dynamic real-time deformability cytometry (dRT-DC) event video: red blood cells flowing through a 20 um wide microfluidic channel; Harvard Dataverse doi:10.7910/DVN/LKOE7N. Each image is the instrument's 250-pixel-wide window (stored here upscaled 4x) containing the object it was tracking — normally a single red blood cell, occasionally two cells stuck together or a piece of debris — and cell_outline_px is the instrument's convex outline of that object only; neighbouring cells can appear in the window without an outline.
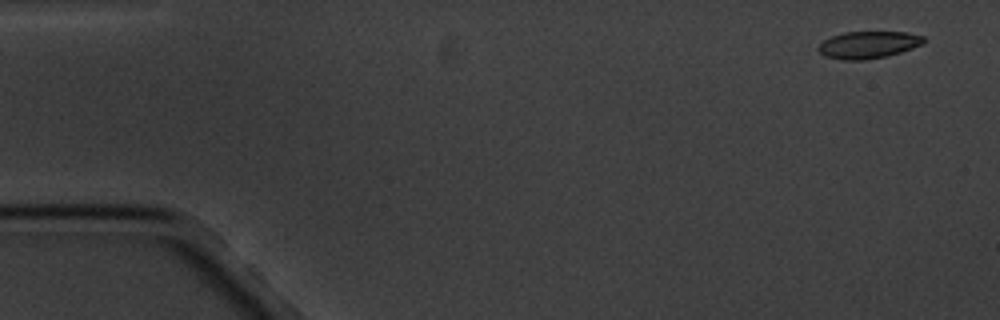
{"species": "common noctule bat (a hibernating species)", "species_latin": "Nyctalus noctula", "temperature_condition": "cold", "stored_images_in_passage": 6, "camera_frame_rate_fps": 3000, "um_per_image_px": 0.085, "animal": {"sex": "male", "body_mass_g": 20.1, "forearm_length_mm": 53.5}, "frame": {"image": 1, "passage_image": 1, "time_ms": 0.0, "image_size_px": [1000, 320], "cell_outline_px": [[924, 44], [888, 56], [864, 60], [844, 60], [824, 56], [816, 48], [824, 40], [832, 36], [844, 32], [908, 32], [924, 36]], "centroid_in_image_um": [73.81, 3.81], "position_along_channel_um": 11.2, "area_um2": 16.7}}
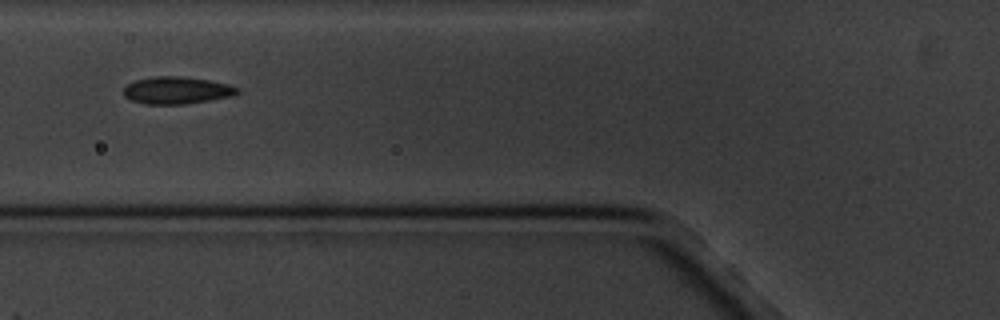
{"frame": {"image": 2, "passage_image": 5, "time_ms": 6.333, "image_size_px": [1000, 320], "cell_outline_px": [[240, 92], [228, 96], [208, 100], [184, 104], [144, 104], [132, 100], [124, 96], [124, 88], [128, 84], [136, 80], [152, 76], [180, 76], [208, 80], [228, 84], [240, 88]], "centroid_in_image_um": [15.0, 7.67], "position_along_channel_um": 110.8, "area_um2": 17.86}}
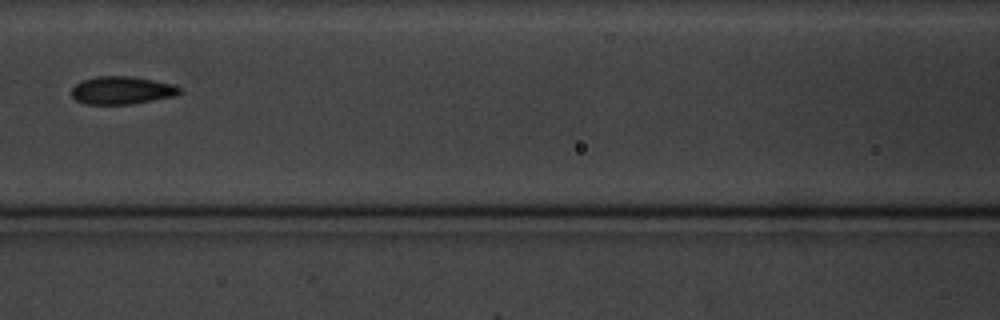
{"frame": {"image": 3, "passage_image": 6, "time_ms": 7.667, "image_size_px": [1000, 320], "cell_outline_px": [[180, 92], [176, 96], [132, 104], [84, 104], [76, 100], [72, 96], [72, 88], [76, 84], [84, 80], [96, 76], [132, 76], [172, 84], [180, 88]], "centroid_in_image_um": [10.35, 7.68], "position_along_channel_um": 156.3, "area_um2": 17.46}}